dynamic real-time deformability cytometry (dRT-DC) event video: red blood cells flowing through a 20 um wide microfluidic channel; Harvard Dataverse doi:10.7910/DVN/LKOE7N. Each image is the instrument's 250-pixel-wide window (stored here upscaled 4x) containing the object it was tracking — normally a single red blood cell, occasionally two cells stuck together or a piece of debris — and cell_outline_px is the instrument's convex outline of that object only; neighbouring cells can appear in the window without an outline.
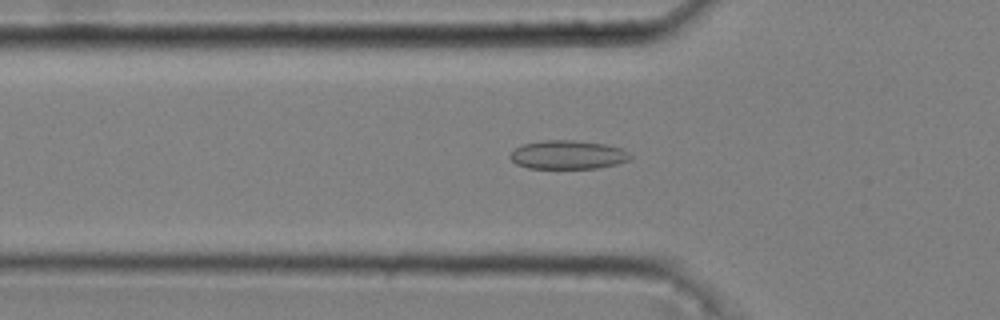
{"species": "common noctule bat (a hibernating species)", "species_latin": "Nyctalus noctula", "temperature_condition": "cold", "stored_images_in_passage": 52, "camera_frame_rate_fps": 3000, "um_per_image_px": 0.085, "animal": {"sex": "male", "body_mass_g": 20.4}, "frame": {"image": 1, "passage_image": 18, "time_ms": 5.667, "image_size_px": [1000, 320], "cell_outline_px": [[632, 156], [628, 160], [616, 164], [596, 168], [528, 168], [516, 164], [508, 156], [516, 148], [524, 144], [540, 140], [576, 140], [604, 144], [620, 148], [628, 152]], "centroid_in_image_um": [48.24, 13.15], "position_along_channel_um": 77.6, "area_um2": 20.0}}
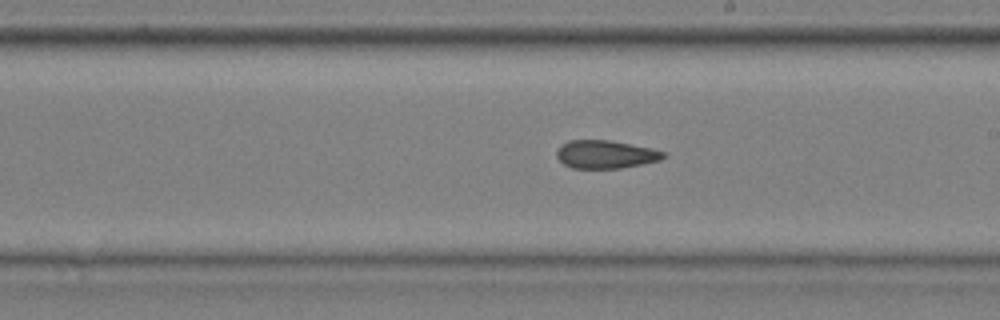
{"frame": {"image": 2, "passage_image": 31, "time_ms": 10.0, "image_size_px": [1000, 320], "cell_outline_px": [[668, 156], [660, 160], [620, 168], [572, 168], [564, 164], [556, 156], [556, 148], [560, 144], [568, 140], [608, 140], [668, 152]], "centroid_in_image_um": [51.44, 13.12], "position_along_channel_um": 237.6, "area_um2": 17.46}}
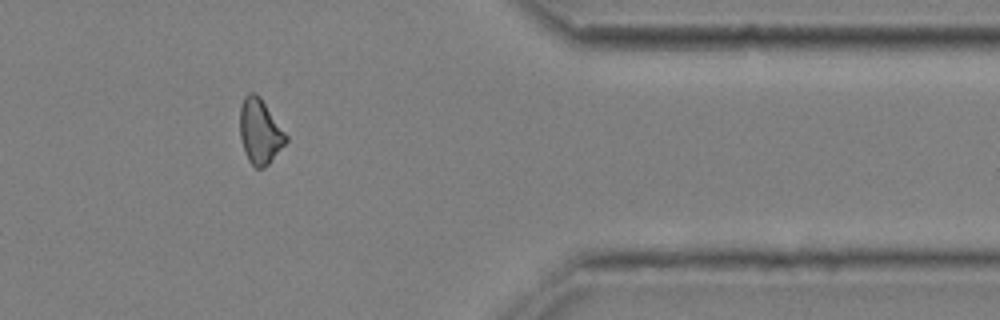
{"frame": {"image": 3, "passage_image": 45, "time_ms": 14.667, "image_size_px": [1000, 320], "cell_outline_px": [[288, 140], [268, 164], [264, 168], [256, 168], [248, 160], [244, 152], [240, 136], [240, 108], [244, 96], [248, 92], [256, 92], [260, 96], [288, 136]], "centroid_in_image_um": [22.08, 11.15], "position_along_channel_um": 389.3, "area_um2": 17.46}, "authors_computed_cell_mechanics": {"area_um2": 18.3515, "velocity_mm_per_s": 3.6887, "shape_relaxation_time_tau1_ms": null, "shape_relaxation_time_tau2_ms": 3.6841, "deformation_change_tau1": null, "deformation_change_tau2": 0.0989}}